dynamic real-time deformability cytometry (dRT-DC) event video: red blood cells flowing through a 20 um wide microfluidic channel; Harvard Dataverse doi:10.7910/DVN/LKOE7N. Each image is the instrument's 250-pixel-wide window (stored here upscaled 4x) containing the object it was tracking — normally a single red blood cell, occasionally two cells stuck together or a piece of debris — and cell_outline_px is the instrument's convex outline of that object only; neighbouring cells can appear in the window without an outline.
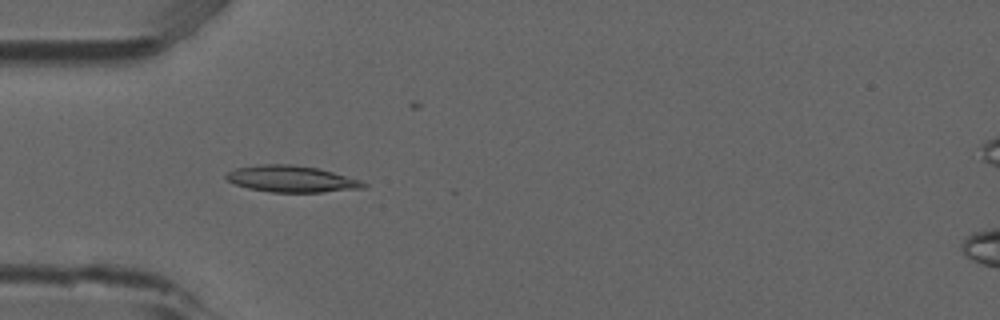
{"species": "common noctule bat (a hibernating species)", "species_latin": "Nyctalus noctula", "temperature_condition": "room temperature", "stored_images_in_passage": 5, "camera_frame_rate_fps": 3000, "um_per_image_px": 0.085, "animal": {"sex": "male", "forearm_length_mm": 52.5}, "frame": {"image": 1, "passage_image": 4, "time_ms": 1.0, "image_size_px": [1000, 320], "cell_outline_px": [[368, 184], [364, 188], [320, 192], [272, 192], [248, 188], [236, 184], [228, 180], [224, 176], [228, 172], [236, 168], [260, 164], [292, 164], [320, 168], [360, 180]], "centroid_in_image_um": [24.79, 15.2], "position_along_channel_um": 60.2, "area_um2": 21.15}}
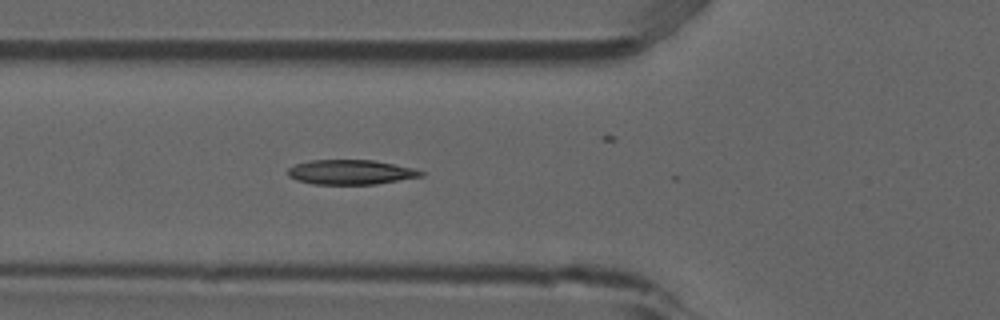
{"frame": {"image": 2, "passage_image": 5, "time_ms": 1.333, "image_size_px": [1000, 320], "cell_outline_px": [[424, 176], [376, 184], [312, 184], [296, 180], [288, 176], [288, 168], [296, 164], [308, 160], [372, 160], [412, 168], [424, 172]], "centroid_in_image_um": [29.78, 14.63], "position_along_channel_um": 96.0, "area_um2": 19.07}}